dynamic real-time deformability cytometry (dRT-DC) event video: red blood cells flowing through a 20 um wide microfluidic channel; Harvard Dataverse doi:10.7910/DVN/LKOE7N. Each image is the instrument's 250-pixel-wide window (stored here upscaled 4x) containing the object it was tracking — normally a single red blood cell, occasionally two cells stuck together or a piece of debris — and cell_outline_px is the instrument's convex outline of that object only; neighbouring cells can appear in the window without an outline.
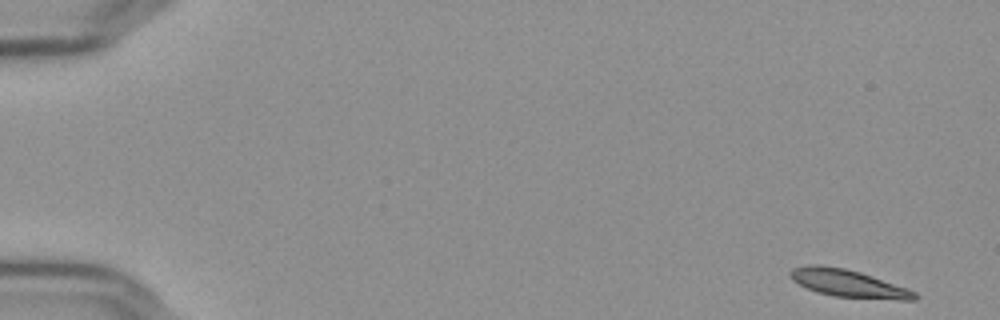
{"species": "Egyptian fruit bat (a non-hibernating species)", "species_latin": "Rousettus aegyptiacus", "temperature_condition": "cold", "stored_images_in_passage": 55, "camera_frame_rate_fps": 3000, "um_per_image_px": 0.085, "frame": {"image": 1, "passage_image": 1, "time_ms": 0.0, "image_size_px": [1000, 320], "cell_outline_px": [[920, 296], [916, 300], [900, 300], [832, 296], [816, 292], [792, 280], [788, 276], [788, 272], [792, 268], [808, 264], [820, 264], [844, 268], [860, 272], [908, 288], [916, 292]], "centroid_in_image_um": [72.1, 24.08], "position_along_channel_um": 12.9, "area_um2": 20.17}}
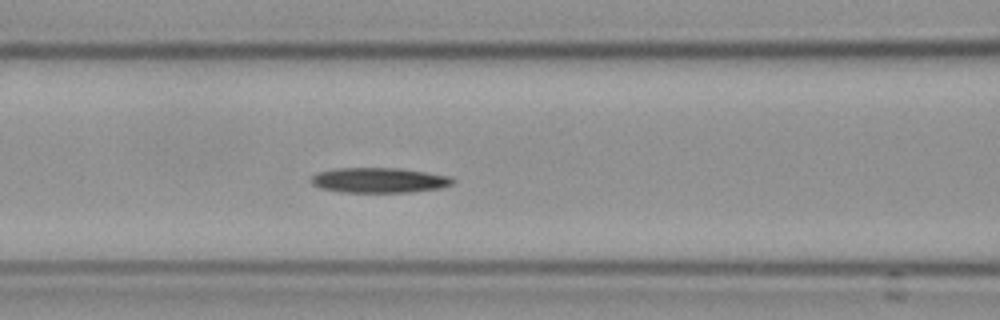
{"frame": {"image": 2, "passage_image": 23, "time_ms": 7.333, "image_size_px": [1000, 320], "cell_outline_px": [[456, 180], [452, 184], [440, 188], [408, 192], [344, 192], [320, 188], [312, 184], [308, 180], [316, 172], [332, 168], [400, 168], [452, 176]], "centroid_in_image_um": [32.2, 15.31], "position_along_channel_um": 134.4, "area_um2": 20.92}}
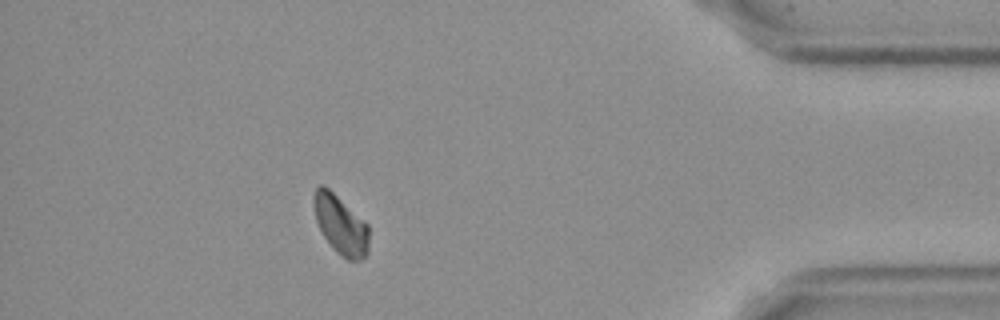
{"frame": {"image": 3, "passage_image": 49, "time_ms": 16.0, "image_size_px": [1000, 320], "cell_outline_px": [[368, 252], [360, 260], [348, 260], [340, 256], [332, 248], [324, 236], [316, 220], [312, 204], [312, 196], [316, 188], [320, 184], [324, 184], [368, 224]], "centroid_in_image_um": [28.92, 19.09], "position_along_channel_um": 406.3, "area_um2": 19.02}, "authors_computed_cell_mechanics": {"area_um2": 19.9988, "velocity_mm_per_s": 3.6114, "shape_relaxation_time_tau1_ms": 11.044, "shape_relaxation_time_tau2_ms": null, "deformation_change_tau1": 0.1366, "deformation_change_tau2": null}}